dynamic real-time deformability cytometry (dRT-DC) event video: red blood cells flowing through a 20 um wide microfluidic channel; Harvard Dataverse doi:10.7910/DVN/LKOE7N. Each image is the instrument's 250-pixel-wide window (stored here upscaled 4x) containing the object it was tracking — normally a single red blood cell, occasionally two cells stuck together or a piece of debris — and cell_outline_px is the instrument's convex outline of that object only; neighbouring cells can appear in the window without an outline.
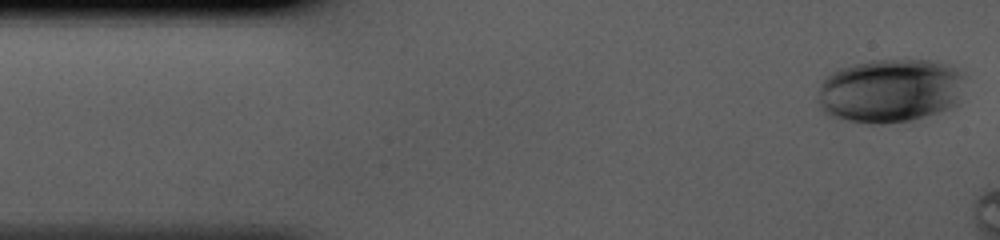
{"species": "human", "species_latin": "Homo sapiens", "temperature_condition": "cold", "stored_images_in_passage": 7, "camera_frame_rate_fps": 3000, "um_per_image_px": 0.085, "donor": {"sex": "male"}, "frame": {"image": 1, "passage_image": 1, "time_ms": 0.0, "image_size_px": [1000, 240], "cell_outline_px": [[964, 76], [956, 104], [948, 108], [912, 120], [880, 124], [868, 124], [836, 120], [828, 116], [820, 108], [816, 100], [816, 96], [820, 84], [824, 76], [836, 68], [852, 64], [872, 60], [928, 60], [948, 64], [964, 72]], "centroid_in_image_um": [75.55, 7.71], "position_along_channel_um": 9.4, "area_um2": 55.6}}